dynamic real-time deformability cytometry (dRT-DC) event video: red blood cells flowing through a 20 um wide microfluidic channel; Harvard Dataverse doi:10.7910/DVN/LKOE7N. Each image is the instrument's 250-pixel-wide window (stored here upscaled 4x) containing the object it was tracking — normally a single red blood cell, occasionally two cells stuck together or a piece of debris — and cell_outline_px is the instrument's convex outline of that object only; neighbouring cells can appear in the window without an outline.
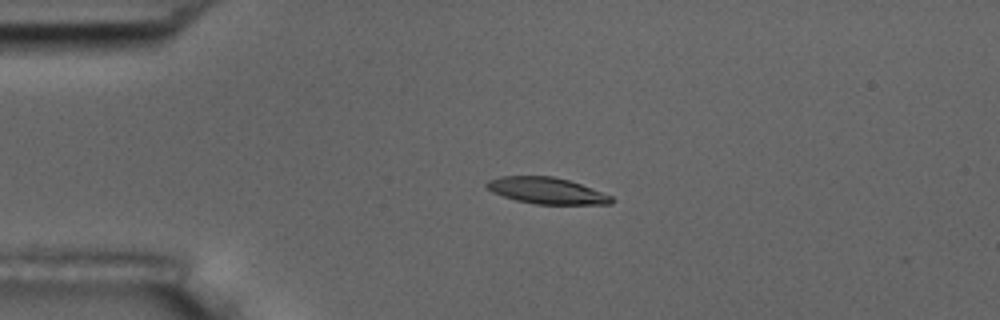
{"species": "common noctule bat (a hibernating species)", "species_latin": "Nyctalus noctula", "temperature_condition": "room temperature", "stored_images_in_passage": 4, "camera_frame_rate_fps": 3000, "um_per_image_px": 0.085, "animal": {"sex": "male", "body_mass_g": 17.5, "forearm_length_mm": 52.3}, "frame": {"image": 1, "passage_image": 3, "time_ms": 2.333, "image_size_px": [1000, 320], "cell_outline_px": [[616, 200], [612, 204], [536, 204], [516, 200], [492, 192], [484, 184], [488, 180], [500, 176], [552, 176], [568, 180], [580, 184], [612, 196]], "centroid_in_image_um": [46.47, 16.21], "position_along_channel_um": 38.5, "area_um2": 19.07}}